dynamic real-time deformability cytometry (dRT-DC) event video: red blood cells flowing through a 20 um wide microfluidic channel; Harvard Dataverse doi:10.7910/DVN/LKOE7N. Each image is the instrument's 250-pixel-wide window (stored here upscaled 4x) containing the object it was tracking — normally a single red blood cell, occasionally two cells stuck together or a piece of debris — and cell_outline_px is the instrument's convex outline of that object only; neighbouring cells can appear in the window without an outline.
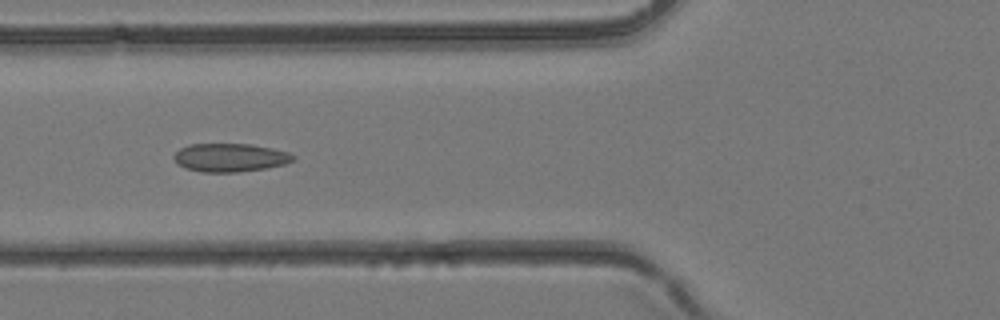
{"species": "common noctule bat (a hibernating species)", "species_latin": "Nyctalus noctula", "temperature_condition": "room temperature", "stored_images_in_passage": 40, "camera_frame_rate_fps": 3000, "um_per_image_px": 0.085, "animal": {"sex": "female", "body_mass_g": 24.6, "forearm_length_mm": 56.2}, "frame": {"image": 1, "passage_image": 15, "time_ms": 4.667, "image_size_px": [1000, 320], "cell_outline_px": [[296, 156], [292, 160], [284, 164], [264, 168], [236, 172], [204, 172], [184, 168], [176, 164], [172, 156], [180, 148], [188, 144], [252, 144], [272, 148], [288, 152]], "centroid_in_image_um": [19.5, 13.39], "position_along_channel_um": 106.3, "area_um2": 19.71}}
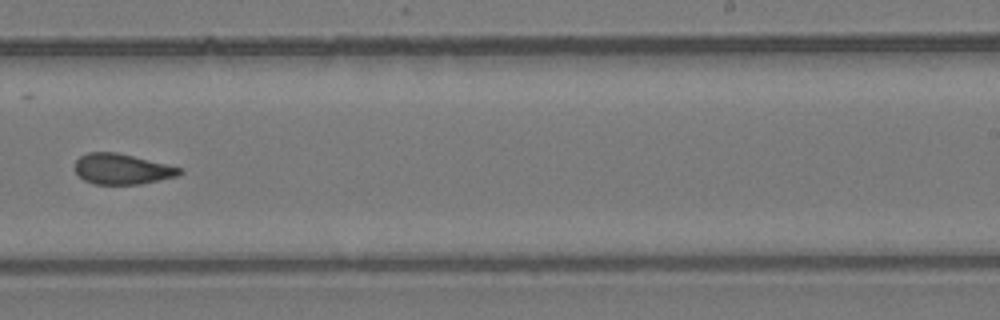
{"frame": {"image": 2, "passage_image": 25, "time_ms": 8.0, "image_size_px": [1000, 320], "cell_outline_px": [[184, 172], [176, 176], [140, 184], [92, 184], [84, 180], [72, 168], [76, 160], [80, 156], [88, 152], [116, 152], [180, 168]], "centroid_in_image_um": [10.29, 14.37], "position_along_channel_um": 278.7, "area_um2": 18.44}}
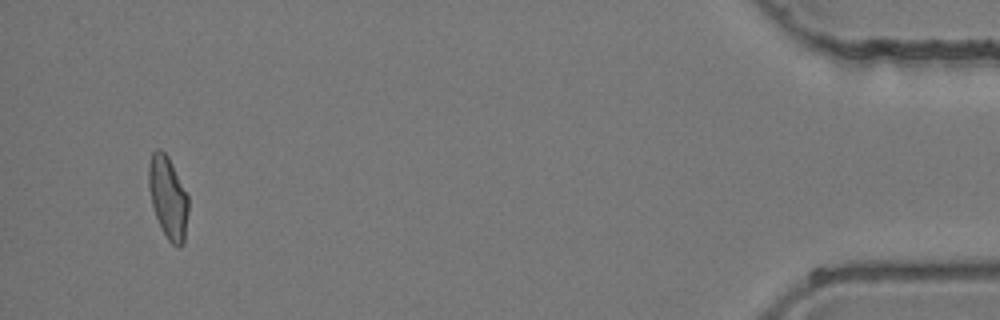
{"frame": {"image": 3, "passage_image": 38, "time_ms": 12.333, "image_size_px": [1000, 320], "cell_outline_px": [[188, 212], [184, 244], [180, 248], [172, 244], [168, 240], [156, 216], [152, 204], [148, 188], [148, 164], [152, 152], [156, 148], [160, 148], [168, 156], [188, 196]], "centroid_in_image_um": [14.28, 16.77], "position_along_channel_um": 420.9, "area_um2": 19.02}}